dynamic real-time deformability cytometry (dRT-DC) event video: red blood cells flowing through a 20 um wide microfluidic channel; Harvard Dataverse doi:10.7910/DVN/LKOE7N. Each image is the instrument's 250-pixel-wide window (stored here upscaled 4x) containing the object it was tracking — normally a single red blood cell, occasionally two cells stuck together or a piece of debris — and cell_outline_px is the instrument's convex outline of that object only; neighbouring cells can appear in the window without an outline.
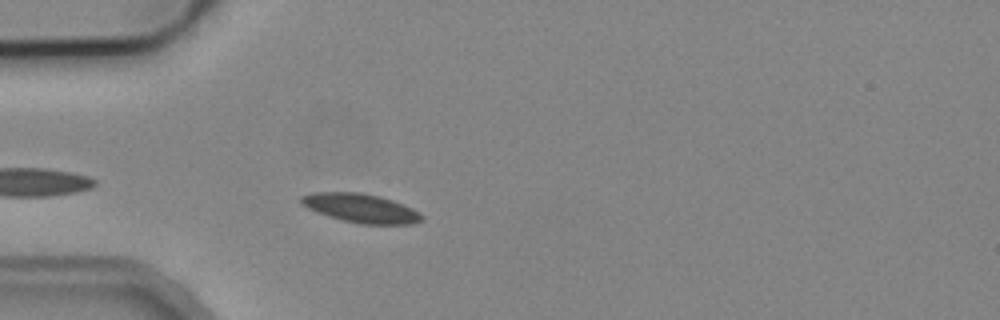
{"species": "common noctule bat (a hibernating species)", "species_latin": "Nyctalus noctula", "temperature_condition": "cold", "stored_images_in_passage": 3, "camera_frame_rate_fps": 3000, "um_per_image_px": 0.085, "animal": {"sex": "male", "body_mass_g": 19.2, "forearm_length_mm": 51.8}, "frame": {"image": 1, "passage_image": 3, "time_ms": 2.333, "image_size_px": [1000, 320], "cell_outline_px": [[424, 220], [412, 224], [360, 224], [328, 216], [316, 212], [300, 204], [300, 196], [312, 192], [360, 192], [380, 196], [392, 200], [412, 208], [420, 212], [424, 216]], "centroid_in_image_um": [30.67, 17.69], "position_along_channel_um": 54.3, "area_um2": 20.46}}